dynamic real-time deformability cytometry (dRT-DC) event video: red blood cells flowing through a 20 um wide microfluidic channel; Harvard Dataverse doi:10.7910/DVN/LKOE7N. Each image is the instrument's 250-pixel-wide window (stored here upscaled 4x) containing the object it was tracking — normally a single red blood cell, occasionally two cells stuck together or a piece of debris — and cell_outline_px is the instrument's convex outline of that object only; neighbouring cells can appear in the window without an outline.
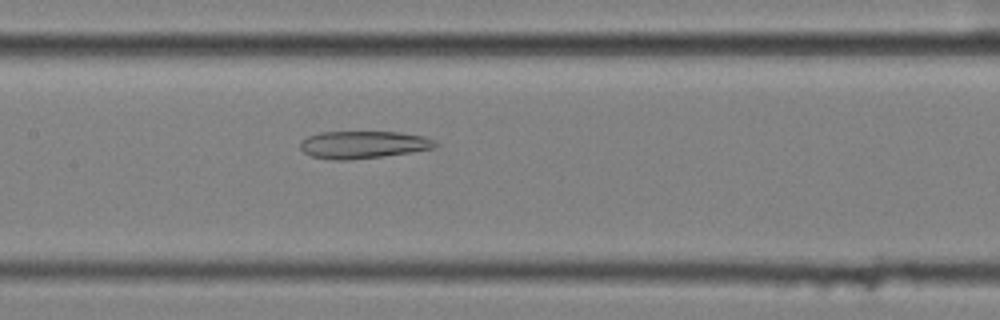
{"species": "common noctule bat (a hibernating species)", "species_latin": "Nyctalus noctula", "temperature_condition": "cold", "stored_images_in_passage": 57, "camera_frame_rate_fps": 3000, "um_per_image_px": 0.085, "animal": {"sex": "female", "body_mass_g": 25.1}, "frame": {"image": 1, "passage_image": 28, "time_ms": 9.0, "image_size_px": [1000, 320], "cell_outline_px": [[440, 144], [436, 148], [412, 152], [384, 156], [352, 160], [332, 160], [312, 156], [304, 152], [300, 148], [300, 140], [308, 136], [320, 132], [400, 132], [424, 136], [436, 140]], "centroid_in_image_um": [30.91, 12.3], "position_along_channel_um": 176.5, "area_um2": 21.91}}
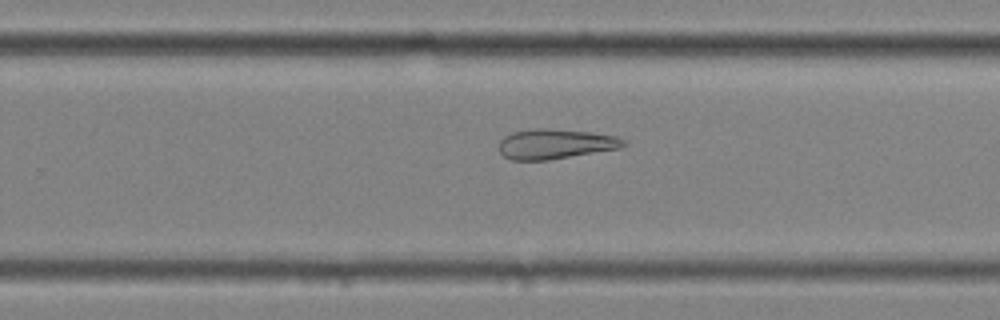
{"frame": {"image": 2, "passage_image": 37, "time_ms": 12.0, "image_size_px": [1000, 320], "cell_outline_px": [[628, 144], [620, 148], [548, 160], [512, 160], [504, 156], [500, 152], [500, 140], [504, 136], [512, 132], [536, 128], [544, 128], [588, 132], [616, 136], [624, 140]], "centroid_in_image_um": [47.19, 12.24], "position_along_channel_um": 282.6, "area_um2": 21.56}}
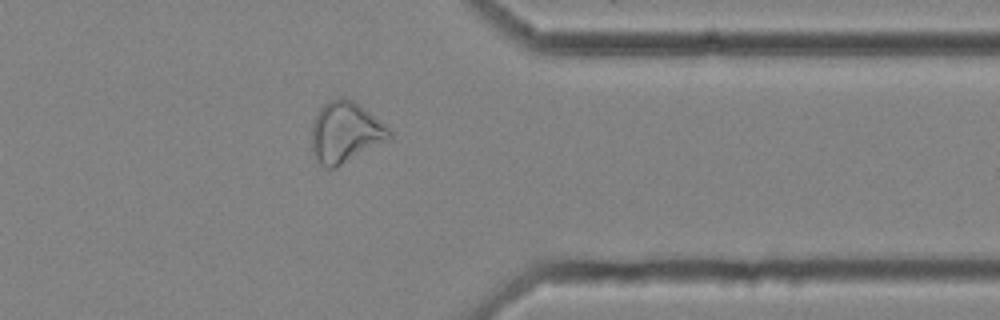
{"frame": {"image": 3, "passage_image": 46, "time_ms": 15.0, "image_size_px": [1000, 320], "cell_outline_px": [[392, 136], [388, 140], [336, 168], [324, 168], [316, 160], [312, 152], [312, 124], [320, 108], [328, 100], [340, 96], [352, 100], [360, 104], [388, 128], [392, 132]], "centroid_in_image_um": [29.33, 11.25], "position_along_channel_um": 382.1, "area_um2": 27.57}, "authors_computed_cell_mechanics": {"area_um2": 29.1312, "velocity_mm_per_s": 3.5439, "shape_relaxation_time_tau1_ms": null, "shape_relaxation_time_tau2_ms": 6.3952, "deformation_change_tau1": null, "deformation_change_tau2": 0.1449}}